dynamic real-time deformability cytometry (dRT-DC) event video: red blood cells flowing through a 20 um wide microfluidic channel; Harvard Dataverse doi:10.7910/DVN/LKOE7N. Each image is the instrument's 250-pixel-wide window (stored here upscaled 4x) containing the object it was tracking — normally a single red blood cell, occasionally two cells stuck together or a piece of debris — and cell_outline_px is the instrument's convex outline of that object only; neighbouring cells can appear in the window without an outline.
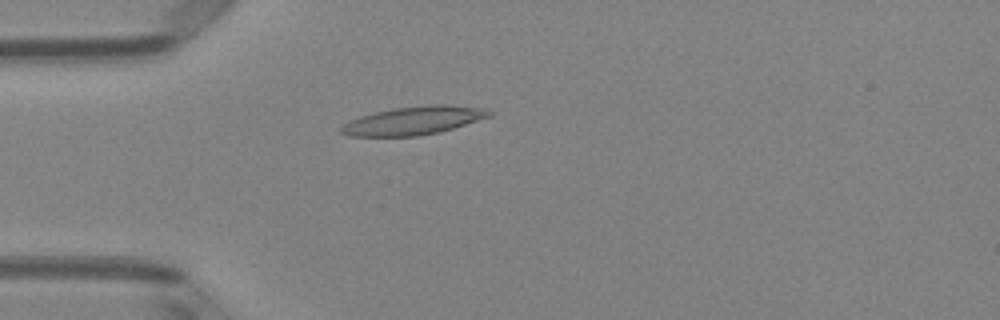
{"species": "Egyptian fruit bat (a non-hibernating species)", "species_latin": "Rousettus aegyptiacus", "temperature_condition": "room temperature", "stored_images_in_passage": 50, "camera_frame_rate_fps": 3000, "um_per_image_px": 0.085, "animal": {"sex": "female"}, "frame": {"image": 1, "passage_image": 14, "time_ms": 4.333, "image_size_px": [1000, 320], "cell_outline_px": [[492, 116], [440, 132], [416, 136], [348, 136], [340, 132], [340, 128], [344, 124], [360, 116], [392, 108], [428, 104], [444, 104], [484, 108], [492, 112]], "centroid_in_image_um": [35.17, 10.24], "position_along_channel_um": 49.8, "area_um2": 24.39}}
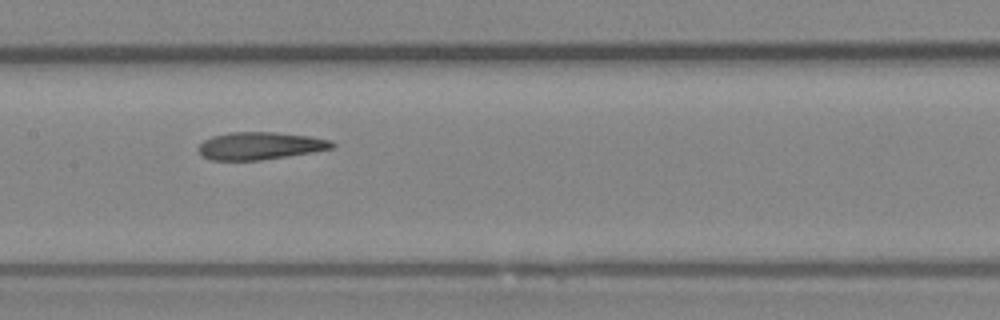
{"frame": {"image": 2, "passage_image": 25, "time_ms": 8.0, "image_size_px": [1000, 320], "cell_outline_px": [[336, 148], [288, 156], [260, 160], [212, 160], [200, 156], [196, 148], [204, 140], [212, 136], [228, 132], [276, 132], [312, 136], [328, 140], [336, 144]], "centroid_in_image_um": [22.09, 12.39], "position_along_channel_um": 185.3, "area_um2": 21.68}}
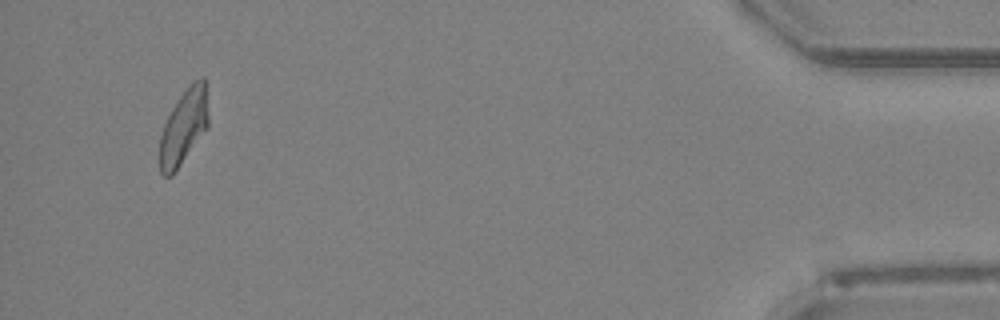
{"frame": {"image": 3, "passage_image": 48, "time_ms": 15.667, "image_size_px": [1000, 320], "cell_outline_px": [[208, 128], [172, 176], [164, 176], [160, 172], [160, 136], [164, 124], [172, 108], [188, 84], [192, 80], [200, 76], [204, 76], [208, 116]], "centroid_in_image_um": [15.62, 10.77], "position_along_channel_um": 419.6, "area_um2": 21.33}, "authors_computed_cell_mechanics": {"area_um2": 22.0796, "velocity_mm_per_s": 4.023, "shape_relaxation_time_tau1_ms": 9.4149, "shape_relaxation_time_tau2_ms": 3.3499, "deformation_change_tau1": 0.2512, "deformation_change_tau2": 0.1325}}